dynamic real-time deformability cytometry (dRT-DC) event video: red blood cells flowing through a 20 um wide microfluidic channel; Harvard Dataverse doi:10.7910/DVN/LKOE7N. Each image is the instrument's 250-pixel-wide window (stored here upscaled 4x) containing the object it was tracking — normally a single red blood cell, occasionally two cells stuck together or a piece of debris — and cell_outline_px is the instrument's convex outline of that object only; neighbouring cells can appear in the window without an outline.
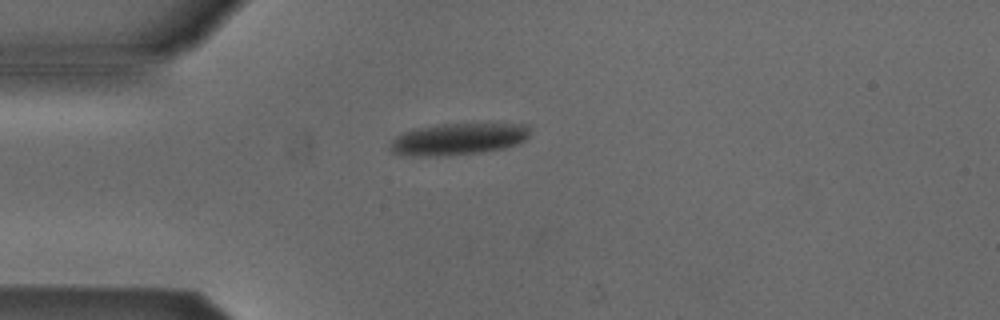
{"species": "Egyptian fruit bat (a non-hibernating species)", "species_latin": "Rousettus aegyptiacus", "temperature_condition": "cold", "stored_images_in_passage": 1, "camera_frame_rate_fps": 3000, "um_per_image_px": 0.085, "animal": {"sex": "male"}, "frame": {"image": 1, "passage_image": 1, "time_ms": 0.0, "image_size_px": [1000, 320], "cell_outline_px": [[528, 136], [524, 140], [516, 144], [504, 148], [484, 152], [448, 156], [412, 156], [392, 152], [388, 148], [392, 140], [400, 132], [412, 128], [440, 124], [528, 124]], "centroid_in_image_um": [38.88, 11.83], "position_along_channel_um": 46.1, "area_um2": 26.13}}